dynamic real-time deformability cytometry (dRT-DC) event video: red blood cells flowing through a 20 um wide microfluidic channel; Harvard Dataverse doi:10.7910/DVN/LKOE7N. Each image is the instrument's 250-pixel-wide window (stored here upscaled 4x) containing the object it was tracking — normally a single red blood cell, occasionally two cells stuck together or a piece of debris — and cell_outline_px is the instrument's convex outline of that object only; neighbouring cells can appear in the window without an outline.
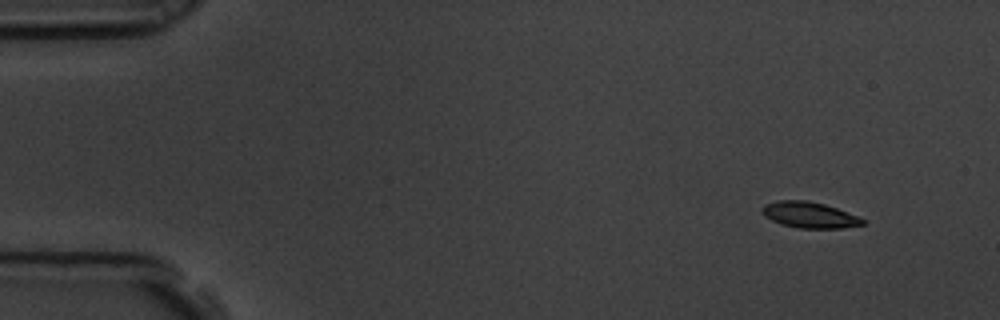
{"species": "common noctule bat (a hibernating species)", "species_latin": "Nyctalus noctula", "temperature_condition": "room temperature", "stored_images_in_passage": 5, "segment_of_instrument_passage": [1, 2], "camera_frame_rate_fps": 3000, "um_per_image_px": 0.085, "animal": {"sex": "male", "body_mass_g": 19.5, "forearm_length_mm": 54.6}, "frame": {"image": 1, "passage_image": 1, "time_ms": 0.0, "image_size_px": [1000, 320], "cell_outline_px": [[864, 224], [844, 228], [800, 228], [784, 224], [772, 220], [764, 216], [760, 212], [760, 208], [764, 204], [780, 200], [808, 200], [824, 204], [836, 208], [856, 216], [864, 220]], "centroid_in_image_um": [68.75, 18.26], "position_along_channel_um": 16.2, "area_um2": 15.09}}